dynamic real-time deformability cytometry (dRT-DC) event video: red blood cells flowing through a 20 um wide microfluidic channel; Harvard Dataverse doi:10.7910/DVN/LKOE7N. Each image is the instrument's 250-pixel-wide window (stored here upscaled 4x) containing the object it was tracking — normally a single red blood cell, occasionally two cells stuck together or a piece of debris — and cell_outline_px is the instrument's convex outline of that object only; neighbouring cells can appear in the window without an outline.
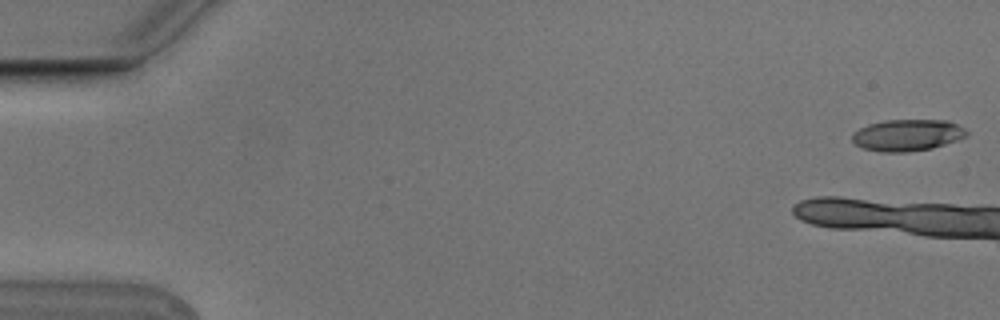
{"species": "Egyptian fruit bat (a non-hibernating species)", "species_latin": "Rousettus aegyptiacus", "temperature_condition": "cold", "stored_images_in_passage": 7, "camera_frame_rate_fps": 3000, "um_per_image_px": 0.085, "animal": {"sex": "male"}, "frame": {"image": 1, "passage_image": 1, "time_ms": 0.0, "image_size_px": [1000, 320], "cell_outline_px": [[968, 136], [960, 140], [932, 148], [908, 152], [880, 152], [864, 148], [856, 144], [852, 140], [852, 132], [868, 124], [884, 120], [948, 120], [964, 128], [968, 132]], "centroid_in_image_um": [77.15, 11.49], "position_along_channel_um": 7.9, "area_um2": 21.27}}